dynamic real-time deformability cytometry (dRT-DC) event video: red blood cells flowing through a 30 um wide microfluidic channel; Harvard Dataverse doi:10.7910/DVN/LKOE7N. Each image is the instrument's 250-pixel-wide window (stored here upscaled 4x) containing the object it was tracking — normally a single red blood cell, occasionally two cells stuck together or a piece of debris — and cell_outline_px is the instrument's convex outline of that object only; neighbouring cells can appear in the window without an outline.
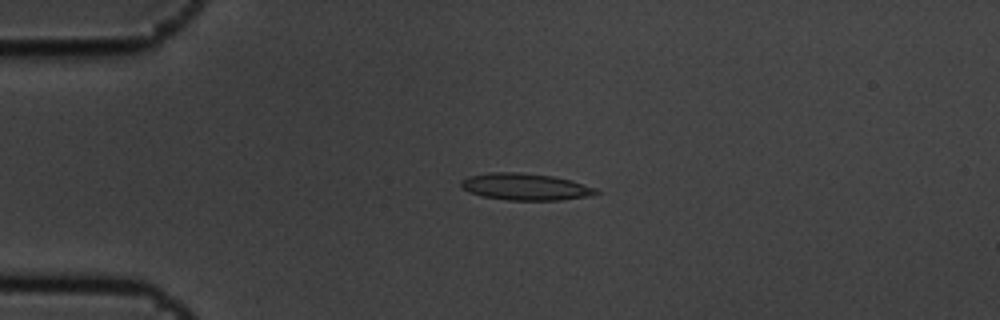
{"species": "common noctule bat (a hibernating species)", "species_latin": "Nyctalus noctula", "temperature_condition": "cold", "stored_images_in_passage": 5, "camera_frame_rate_fps": 3000, "um_per_image_px": 0.085, "animal": {"sex": "male", "body_mass_g": 19.5, "forearm_length_mm": 54.6}, "frame": {"image": 1, "passage_image": 4, "time_ms": 1.0, "image_size_px": [1000, 320], "cell_outline_px": [[600, 192], [592, 196], [560, 200], [508, 200], [484, 196], [468, 192], [460, 184], [460, 180], [468, 176], [488, 172], [524, 172], [552, 176], [572, 180], [596, 188]], "centroid_in_image_um": [44.67, 15.87], "position_along_channel_um": 40.3, "area_um2": 21.27}}